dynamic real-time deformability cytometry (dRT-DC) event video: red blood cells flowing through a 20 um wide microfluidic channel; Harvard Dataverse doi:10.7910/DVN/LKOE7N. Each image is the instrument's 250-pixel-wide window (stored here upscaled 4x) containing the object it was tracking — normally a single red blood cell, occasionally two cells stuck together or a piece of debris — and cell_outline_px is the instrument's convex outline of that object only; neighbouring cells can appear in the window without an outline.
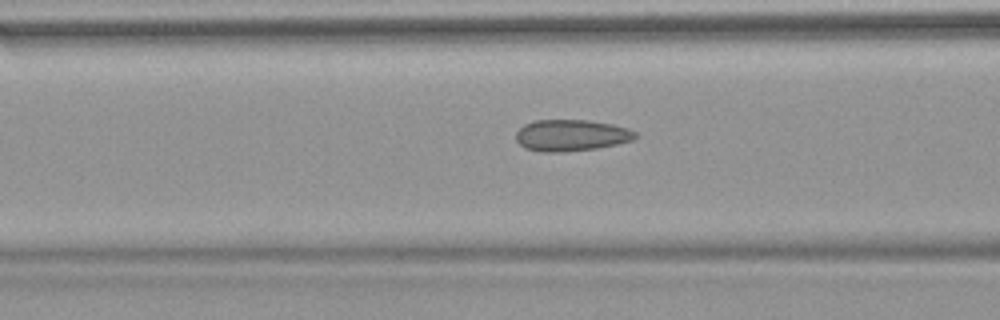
{"species": "common noctule bat (a hibernating species)", "species_latin": "Nyctalus noctula", "temperature_condition": "warm", "stored_images_in_passage": 47, "camera_frame_rate_fps": 3000, "um_per_image_px": 0.085, "animal": {"sex": "female", "body_mass_g": 18.4}, "frame": {"image": 1, "passage_image": 21, "time_ms": 6.667, "image_size_px": [1000, 320], "cell_outline_px": [[636, 136], [632, 140], [616, 144], [596, 148], [560, 152], [544, 152], [524, 148], [516, 140], [516, 132], [524, 124], [532, 120], [588, 120], [612, 124], [628, 128], [636, 132]], "centroid_in_image_um": [48.52, 11.49], "position_along_channel_um": 118.1, "area_um2": 21.85}, "authors_computed_cell_mechanics": {"area_um2": 21.5016, "velocity_mm_per_s": 3.8427, "shape_relaxation_time_tau1_ms": null, "shape_relaxation_time_tau2_ms": 1.3577, "deformation_change_tau1": null, "deformation_change_tau2": 0.0816}}